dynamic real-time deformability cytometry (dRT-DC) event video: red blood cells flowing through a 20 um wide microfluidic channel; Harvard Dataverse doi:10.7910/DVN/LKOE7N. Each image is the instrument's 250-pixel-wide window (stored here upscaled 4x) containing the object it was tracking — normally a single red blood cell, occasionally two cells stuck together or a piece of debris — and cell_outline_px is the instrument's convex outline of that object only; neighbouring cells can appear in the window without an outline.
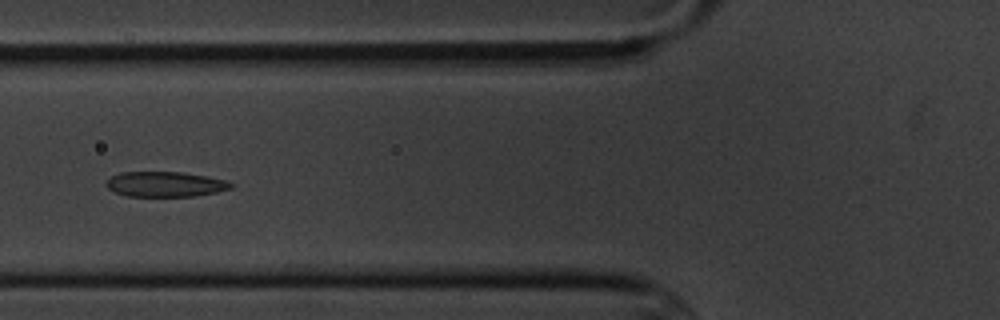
{"species": "common noctule bat (a hibernating species)", "species_latin": "Nyctalus noctula", "temperature_condition": "cold", "stored_images_in_passage": 10, "camera_frame_rate_fps": 3000, "um_per_image_px": 0.085, "animal": {"sex": "male", "body_mass_g": 20.1, "forearm_length_mm": 53.5}, "frame": {"image": 1, "passage_image": 6, "time_ms": 6.0, "image_size_px": [1000, 320], "cell_outline_px": [[232, 188], [216, 192], [196, 196], [128, 196], [116, 192], [108, 188], [104, 184], [112, 176], [120, 172], [184, 172], [224, 180], [232, 184]], "centroid_in_image_um": [14.02, 15.66], "position_along_channel_um": 111.8, "area_um2": 18.09}}
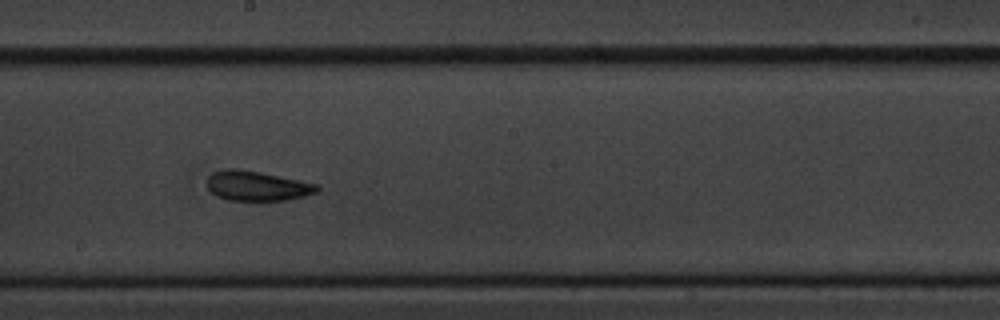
{"frame": {"image": 2, "passage_image": 9, "time_ms": 9.333, "image_size_px": [1000, 320], "cell_outline_px": [[320, 188], [316, 192], [304, 196], [288, 200], [228, 200], [216, 196], [208, 188], [208, 176], [212, 172], [224, 168], [236, 168], [260, 172], [320, 184]], "centroid_in_image_um": [21.85, 15.79], "position_along_channel_um": 226.3, "area_um2": 19.19}}
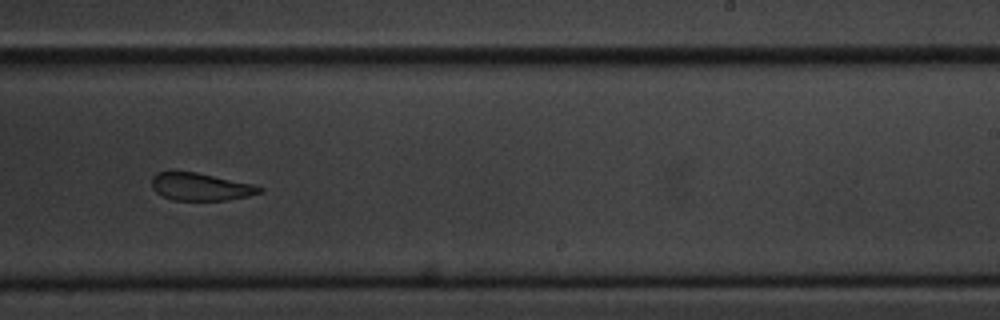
{"frame": {"image": 3, "passage_image": 10, "time_ms": 10.667, "image_size_px": [1000, 320], "cell_outline_px": [[264, 192], [248, 196], [228, 200], [172, 200], [156, 192], [152, 188], [152, 176], [156, 172], [196, 172], [252, 184], [264, 188]], "centroid_in_image_um": [17.06, 15.88], "position_along_channel_um": 271.9, "area_um2": 17.22}}